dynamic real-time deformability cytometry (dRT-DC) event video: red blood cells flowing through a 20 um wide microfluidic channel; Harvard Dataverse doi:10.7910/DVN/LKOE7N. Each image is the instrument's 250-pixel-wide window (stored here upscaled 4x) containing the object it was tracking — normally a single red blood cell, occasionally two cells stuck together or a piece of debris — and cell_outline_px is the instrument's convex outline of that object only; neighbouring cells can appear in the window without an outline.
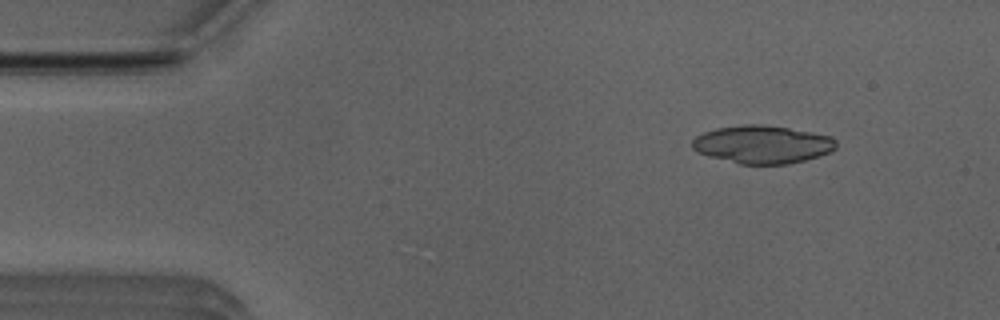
{"species": "Egyptian fruit bat (a non-hibernating species)", "species_latin": "Rousettus aegyptiacus", "temperature_condition": "room temperature", "stored_images_in_passage": 12, "segment_of_instrument_passage": [1, 2], "camera_frame_rate_fps": 3000, "um_per_image_px": 0.085, "animal": {"sex": "male"}, "frame": {"image": 1, "passage_image": 6, "time_ms": 1.667, "image_size_px": [1000, 320], "cell_outline_px": [[836, 148], [820, 156], [788, 164], [740, 164], [708, 156], [696, 152], [692, 148], [692, 140], [696, 136], [704, 132], [716, 128], [744, 124], [760, 124], [788, 128], [832, 136], [836, 140]], "centroid_in_image_um": [64.78, 12.28], "position_along_channel_um": 20.2, "area_um2": 31.85}}